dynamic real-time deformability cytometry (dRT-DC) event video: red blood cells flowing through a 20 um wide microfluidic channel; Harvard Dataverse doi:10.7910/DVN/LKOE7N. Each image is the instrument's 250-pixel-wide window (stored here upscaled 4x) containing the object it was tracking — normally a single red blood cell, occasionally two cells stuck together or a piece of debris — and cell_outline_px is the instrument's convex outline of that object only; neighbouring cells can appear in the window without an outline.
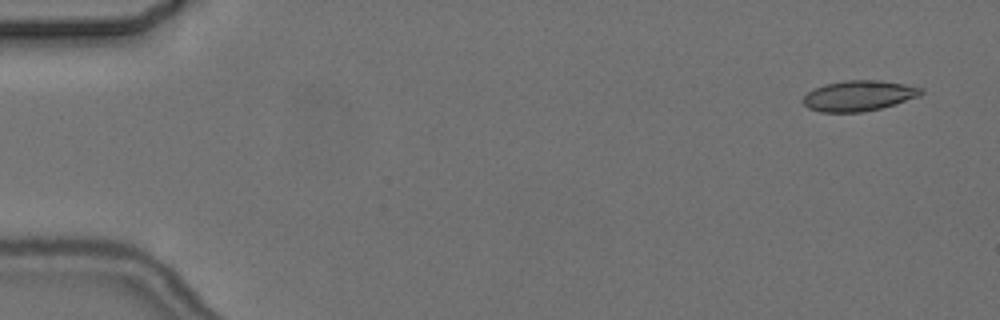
{"species": "common noctule bat (a hibernating species)", "species_latin": "Nyctalus noctula", "temperature_condition": "cold", "stored_images_in_passage": 5, "camera_frame_rate_fps": 3000, "um_per_image_px": 0.085, "animal": {"sex": "female", "body_mass_g": 24.6, "forearm_length_mm": 56.2}, "frame": {"image": 1, "passage_image": 1, "time_ms": 0.0, "image_size_px": [1000, 320], "cell_outline_px": [[924, 92], [920, 96], [880, 108], [860, 112], [820, 112], [808, 108], [800, 100], [808, 92], [824, 84], [844, 80], [880, 80], [904, 84], [924, 88]], "centroid_in_image_um": [72.98, 8.13], "position_along_channel_um": 12.0, "area_um2": 20.98}}
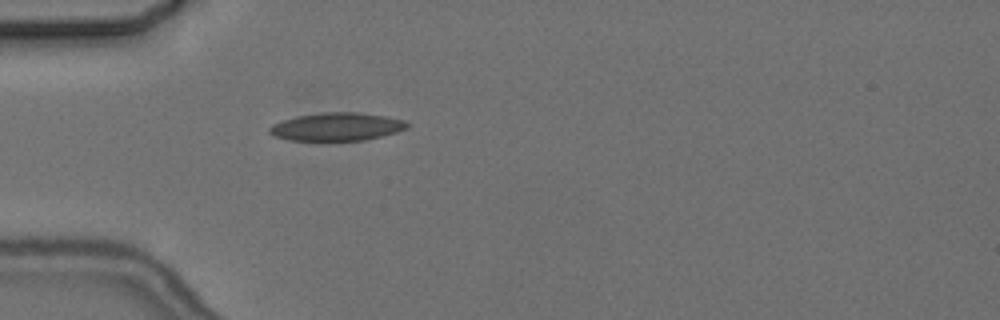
{"frame": {"image": 2, "passage_image": 5, "time_ms": 4.667, "image_size_px": [1000, 320], "cell_outline_px": [[408, 128], [396, 132], [364, 140], [288, 140], [272, 136], [268, 132], [268, 128], [272, 124], [296, 116], [320, 112], [360, 112], [388, 116], [404, 120], [408, 124]], "centroid_in_image_um": [28.6, 10.76], "position_along_channel_um": 56.4, "area_um2": 22.6}}